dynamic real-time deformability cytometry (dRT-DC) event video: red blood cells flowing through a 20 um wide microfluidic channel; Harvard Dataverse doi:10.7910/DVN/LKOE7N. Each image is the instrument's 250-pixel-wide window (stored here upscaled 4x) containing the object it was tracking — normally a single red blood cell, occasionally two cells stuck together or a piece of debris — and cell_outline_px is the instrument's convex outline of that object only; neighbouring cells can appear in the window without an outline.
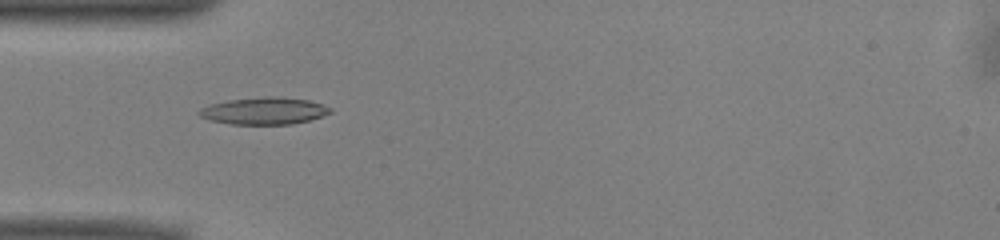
{"species": "common noctule bat (a hibernating species)", "species_latin": "Nyctalus noctula", "temperature_condition": "warm", "stored_images_in_passage": 51, "camera_frame_rate_fps": 3000, "um_per_image_px": 0.085, "animal": {"sex": "male", "body_mass_g": 13.0, "forearm_length_mm": 53.1}, "frame": {"image": 1, "passage_image": 15, "time_ms": 4.667, "image_size_px": [1000, 240], "cell_outline_px": [[332, 112], [324, 116], [292, 124], [232, 124], [212, 120], [200, 116], [196, 112], [200, 108], [212, 104], [228, 100], [264, 96], [276, 96], [308, 100], [324, 104], [332, 108]], "centroid_in_image_um": [22.49, 9.41], "position_along_channel_um": 62.5, "area_um2": 20.69}}
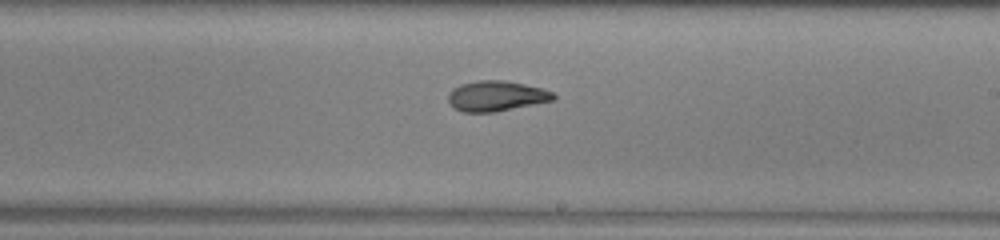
{"frame": {"image": 2, "passage_image": 29, "time_ms": 9.333, "image_size_px": [1000, 240], "cell_outline_px": [[556, 100], [496, 112], [464, 112], [456, 108], [448, 100], [448, 92], [452, 88], [460, 84], [480, 80], [504, 80], [544, 88], [552, 92], [556, 96]], "centroid_in_image_um": [42.22, 8.16], "position_along_channel_um": 246.8, "area_um2": 18.73}}
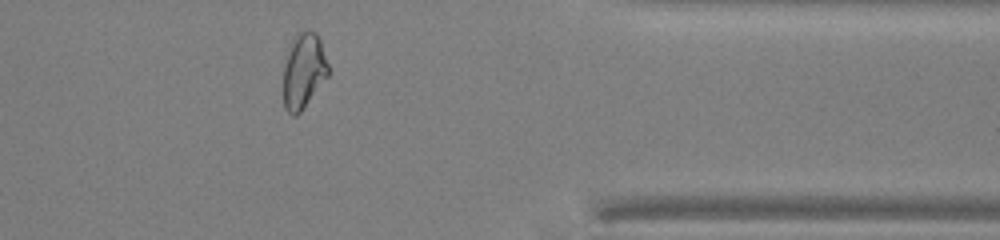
{"frame": {"image": 3, "passage_image": 41, "time_ms": 13.333, "image_size_px": [1000, 240], "cell_outline_px": [[328, 76], [300, 112], [296, 116], [292, 116], [284, 108], [284, 64], [292, 40], [296, 32], [308, 28], [316, 32], [320, 40], [328, 64]], "centroid_in_image_um": [25.81, 5.99], "position_along_channel_um": 385.6, "area_um2": 19.71}, "authors_computed_cell_mechanics": {"area_um2": 19.4786, "velocity_mm_per_s": 3.9664, "shape_relaxation_time_tau1_ms": 9.6876, "shape_relaxation_time_tau2_ms": 3.1653, "deformation_change_tau1": 0.2545, "deformation_change_tau2": 0.1045}}